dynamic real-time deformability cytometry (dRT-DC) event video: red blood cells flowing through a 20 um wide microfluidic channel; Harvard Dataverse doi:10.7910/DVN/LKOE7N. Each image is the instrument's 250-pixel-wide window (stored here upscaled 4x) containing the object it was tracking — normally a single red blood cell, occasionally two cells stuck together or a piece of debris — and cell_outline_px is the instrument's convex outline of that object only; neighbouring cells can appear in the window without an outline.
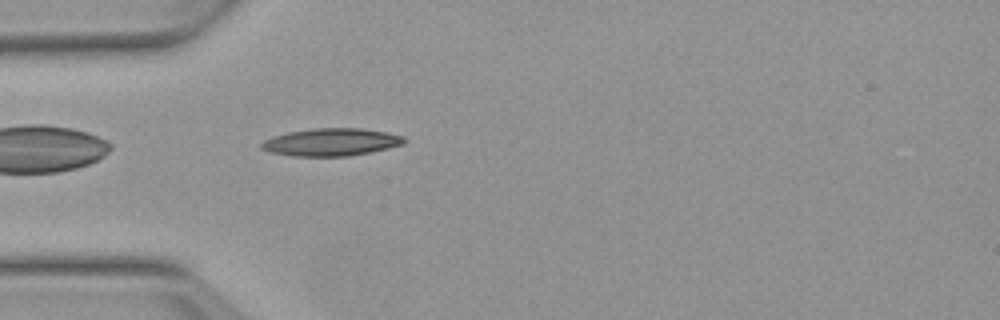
{"species": "Egyptian fruit bat (a non-hibernating species)", "species_latin": "Rousettus aegyptiacus", "temperature_condition": "warm", "stored_images_in_passage": 40, "camera_frame_rate_fps": 3000, "um_per_image_px": 0.085, "animal": {"sex": "female"}, "frame": {"image": 1, "passage_image": 2, "time_ms": 0.333, "image_size_px": [1000, 320], "cell_outline_px": [[404, 144], [388, 148], [348, 156], [292, 156], [268, 152], [260, 148], [260, 144], [264, 140], [272, 136], [288, 132], [312, 128], [360, 128], [384, 132], [404, 136]], "centroid_in_image_um": [28.09, 12.08], "position_along_channel_um": 56.9, "area_um2": 22.89}}
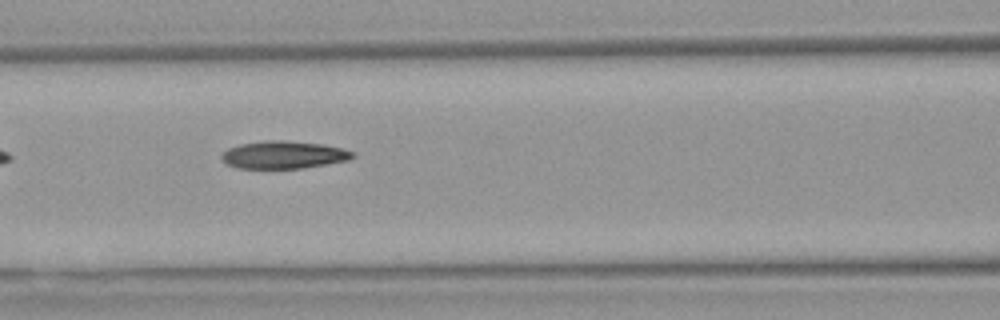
{"frame": {"image": 2, "passage_image": 9, "time_ms": 2.667, "image_size_px": [1000, 320], "cell_outline_px": [[356, 156], [348, 160], [304, 168], [236, 168], [228, 164], [220, 156], [228, 148], [240, 144], [264, 140], [284, 140], [324, 144], [344, 148], [356, 152]], "centroid_in_image_um": [24.16, 13.15], "position_along_channel_um": 142.4, "area_um2": 21.21}}
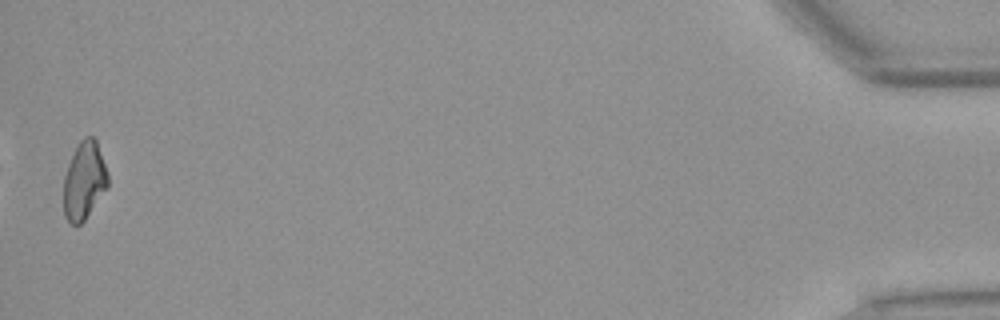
{"frame": {"image": 3, "passage_image": 39, "time_ms": 12.667, "image_size_px": [1000, 320], "cell_outline_px": [[108, 188], [84, 220], [80, 224], [72, 224], [64, 216], [64, 176], [68, 164], [80, 140], [84, 136], [92, 136], [96, 140], [108, 172]], "centroid_in_image_um": [7.17, 15.35], "position_along_channel_um": 428.0, "area_um2": 20.0}, "authors_computed_cell_mechanics": {"area_um2": 20.808, "velocity_mm_per_s": 3.8265, "shape_relaxation_time_tau1_ms": 6.5753, "shape_relaxation_time_tau2_ms": 6.3094, "deformation_change_tau1": 0.2041, "deformation_change_tau2": 0.1635}}